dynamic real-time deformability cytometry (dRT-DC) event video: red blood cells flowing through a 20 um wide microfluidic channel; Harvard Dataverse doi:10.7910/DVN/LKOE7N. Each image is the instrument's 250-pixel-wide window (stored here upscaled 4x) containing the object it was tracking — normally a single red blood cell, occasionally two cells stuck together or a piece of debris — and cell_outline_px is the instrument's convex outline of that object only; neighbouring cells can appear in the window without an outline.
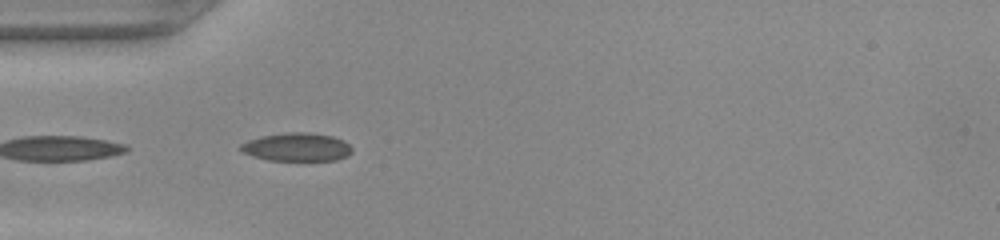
{"species": "common noctule bat (a hibernating species)", "species_latin": "Nyctalus noctula", "temperature_condition": "warm", "stored_images_in_passage": 11, "camera_frame_rate_fps": 3000, "um_per_image_px": 0.085, "animal": {"sex": "female", "body_mass_g": 22.0, "forearm_length_mm": 56.7}, "frame": {"image": 1, "passage_image": 4, "time_ms": 1.0, "image_size_px": [1000, 240], "cell_outline_px": [[352, 152], [336, 160], [268, 160], [252, 156], [244, 152], [240, 148], [240, 144], [248, 140], [260, 136], [288, 132], [304, 132], [332, 136], [348, 144], [352, 148]], "centroid_in_image_um": [25.19, 12.5], "position_along_channel_um": 59.8, "area_um2": 18.09}}